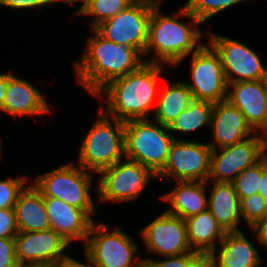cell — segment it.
<instances>
[{
  "mask_svg": "<svg viewBox=\"0 0 267 267\" xmlns=\"http://www.w3.org/2000/svg\"><path fill=\"white\" fill-rule=\"evenodd\" d=\"M131 3L137 2L138 0H129Z\"/></svg>",
  "mask_w": 267,
  "mask_h": 267,
  "instance_id": "cell-45",
  "label": "cell"
},
{
  "mask_svg": "<svg viewBox=\"0 0 267 267\" xmlns=\"http://www.w3.org/2000/svg\"><path fill=\"white\" fill-rule=\"evenodd\" d=\"M188 59L190 78L182 79L191 91L193 100L212 103L227 100L228 82L220 56L214 48L205 42L197 51L181 60L175 67L179 68Z\"/></svg>",
  "mask_w": 267,
  "mask_h": 267,
  "instance_id": "cell-9",
  "label": "cell"
},
{
  "mask_svg": "<svg viewBox=\"0 0 267 267\" xmlns=\"http://www.w3.org/2000/svg\"><path fill=\"white\" fill-rule=\"evenodd\" d=\"M96 176L98 204L137 202L143 197L145 189L152 182H157L156 176L147 167L126 158Z\"/></svg>",
  "mask_w": 267,
  "mask_h": 267,
  "instance_id": "cell-8",
  "label": "cell"
},
{
  "mask_svg": "<svg viewBox=\"0 0 267 267\" xmlns=\"http://www.w3.org/2000/svg\"><path fill=\"white\" fill-rule=\"evenodd\" d=\"M52 1H53V4H55V8H56V3H59L60 5L64 4L66 6L69 5L70 7L77 6L75 8L79 9L85 3L86 0H52Z\"/></svg>",
  "mask_w": 267,
  "mask_h": 267,
  "instance_id": "cell-41",
  "label": "cell"
},
{
  "mask_svg": "<svg viewBox=\"0 0 267 267\" xmlns=\"http://www.w3.org/2000/svg\"><path fill=\"white\" fill-rule=\"evenodd\" d=\"M207 30L205 41H208L220 56L228 84L264 79L267 75V61L262 60L259 52L243 40L216 33L209 28Z\"/></svg>",
  "mask_w": 267,
  "mask_h": 267,
  "instance_id": "cell-10",
  "label": "cell"
},
{
  "mask_svg": "<svg viewBox=\"0 0 267 267\" xmlns=\"http://www.w3.org/2000/svg\"><path fill=\"white\" fill-rule=\"evenodd\" d=\"M213 107L214 103L212 102L193 100L168 126V130L175 140H189L188 138L192 137L197 140L198 136H194V133L198 134L201 130L202 133L207 132L203 131L204 128L210 129Z\"/></svg>",
  "mask_w": 267,
  "mask_h": 267,
  "instance_id": "cell-26",
  "label": "cell"
},
{
  "mask_svg": "<svg viewBox=\"0 0 267 267\" xmlns=\"http://www.w3.org/2000/svg\"><path fill=\"white\" fill-rule=\"evenodd\" d=\"M258 193L267 201V154L262 158V177Z\"/></svg>",
  "mask_w": 267,
  "mask_h": 267,
  "instance_id": "cell-39",
  "label": "cell"
},
{
  "mask_svg": "<svg viewBox=\"0 0 267 267\" xmlns=\"http://www.w3.org/2000/svg\"><path fill=\"white\" fill-rule=\"evenodd\" d=\"M19 267H51V265H24Z\"/></svg>",
  "mask_w": 267,
  "mask_h": 267,
  "instance_id": "cell-43",
  "label": "cell"
},
{
  "mask_svg": "<svg viewBox=\"0 0 267 267\" xmlns=\"http://www.w3.org/2000/svg\"><path fill=\"white\" fill-rule=\"evenodd\" d=\"M83 51L74 58L72 69L77 86L94 96L109 82L137 70L145 63L134 48L116 44L90 29Z\"/></svg>",
  "mask_w": 267,
  "mask_h": 267,
  "instance_id": "cell-3",
  "label": "cell"
},
{
  "mask_svg": "<svg viewBox=\"0 0 267 267\" xmlns=\"http://www.w3.org/2000/svg\"><path fill=\"white\" fill-rule=\"evenodd\" d=\"M263 83H264L265 94H266V97H267V75L264 77Z\"/></svg>",
  "mask_w": 267,
  "mask_h": 267,
  "instance_id": "cell-44",
  "label": "cell"
},
{
  "mask_svg": "<svg viewBox=\"0 0 267 267\" xmlns=\"http://www.w3.org/2000/svg\"><path fill=\"white\" fill-rule=\"evenodd\" d=\"M15 243L19 266L52 265L67 257L72 249V245L53 229L18 232Z\"/></svg>",
  "mask_w": 267,
  "mask_h": 267,
  "instance_id": "cell-15",
  "label": "cell"
},
{
  "mask_svg": "<svg viewBox=\"0 0 267 267\" xmlns=\"http://www.w3.org/2000/svg\"><path fill=\"white\" fill-rule=\"evenodd\" d=\"M0 177V209L14 208L19 193L30 182V176L19 173L17 176Z\"/></svg>",
  "mask_w": 267,
  "mask_h": 267,
  "instance_id": "cell-29",
  "label": "cell"
},
{
  "mask_svg": "<svg viewBox=\"0 0 267 267\" xmlns=\"http://www.w3.org/2000/svg\"><path fill=\"white\" fill-rule=\"evenodd\" d=\"M2 146L4 147V143H3L2 137L0 136V161H2V159H4L2 157H4L3 154H5L2 152L3 151Z\"/></svg>",
  "mask_w": 267,
  "mask_h": 267,
  "instance_id": "cell-42",
  "label": "cell"
},
{
  "mask_svg": "<svg viewBox=\"0 0 267 267\" xmlns=\"http://www.w3.org/2000/svg\"><path fill=\"white\" fill-rule=\"evenodd\" d=\"M6 7L7 9H12L13 11H38L43 12L49 7L54 6L52 0H0V7ZM47 7V8H46Z\"/></svg>",
  "mask_w": 267,
  "mask_h": 267,
  "instance_id": "cell-32",
  "label": "cell"
},
{
  "mask_svg": "<svg viewBox=\"0 0 267 267\" xmlns=\"http://www.w3.org/2000/svg\"><path fill=\"white\" fill-rule=\"evenodd\" d=\"M243 231L245 229L226 233L224 239L210 253L214 267H267V258L261 254L255 232L252 229Z\"/></svg>",
  "mask_w": 267,
  "mask_h": 267,
  "instance_id": "cell-16",
  "label": "cell"
},
{
  "mask_svg": "<svg viewBox=\"0 0 267 267\" xmlns=\"http://www.w3.org/2000/svg\"><path fill=\"white\" fill-rule=\"evenodd\" d=\"M207 192L208 210L226 232L246 229L243 226L240 199L232 182L207 181Z\"/></svg>",
  "mask_w": 267,
  "mask_h": 267,
  "instance_id": "cell-22",
  "label": "cell"
},
{
  "mask_svg": "<svg viewBox=\"0 0 267 267\" xmlns=\"http://www.w3.org/2000/svg\"><path fill=\"white\" fill-rule=\"evenodd\" d=\"M44 204L51 228L71 245L80 242L83 246L94 220L84 210L60 199L44 197Z\"/></svg>",
  "mask_w": 267,
  "mask_h": 267,
  "instance_id": "cell-20",
  "label": "cell"
},
{
  "mask_svg": "<svg viewBox=\"0 0 267 267\" xmlns=\"http://www.w3.org/2000/svg\"><path fill=\"white\" fill-rule=\"evenodd\" d=\"M95 118L79 141L74 162L97 175L125 158V122L109 117L99 107Z\"/></svg>",
  "mask_w": 267,
  "mask_h": 267,
  "instance_id": "cell-5",
  "label": "cell"
},
{
  "mask_svg": "<svg viewBox=\"0 0 267 267\" xmlns=\"http://www.w3.org/2000/svg\"><path fill=\"white\" fill-rule=\"evenodd\" d=\"M136 241L120 224L95 220L82 250L92 267H145Z\"/></svg>",
  "mask_w": 267,
  "mask_h": 267,
  "instance_id": "cell-6",
  "label": "cell"
},
{
  "mask_svg": "<svg viewBox=\"0 0 267 267\" xmlns=\"http://www.w3.org/2000/svg\"><path fill=\"white\" fill-rule=\"evenodd\" d=\"M168 68L145 62L137 70L112 80L94 96L99 101L98 107L123 122L151 119L163 83L161 77Z\"/></svg>",
  "mask_w": 267,
  "mask_h": 267,
  "instance_id": "cell-2",
  "label": "cell"
},
{
  "mask_svg": "<svg viewBox=\"0 0 267 267\" xmlns=\"http://www.w3.org/2000/svg\"><path fill=\"white\" fill-rule=\"evenodd\" d=\"M174 141L168 127L152 119L125 122V158L147 167L155 176L164 168Z\"/></svg>",
  "mask_w": 267,
  "mask_h": 267,
  "instance_id": "cell-7",
  "label": "cell"
},
{
  "mask_svg": "<svg viewBox=\"0 0 267 267\" xmlns=\"http://www.w3.org/2000/svg\"><path fill=\"white\" fill-rule=\"evenodd\" d=\"M131 4L129 0H86L79 9H75L74 14L77 17L88 16L86 24L90 29H95Z\"/></svg>",
  "mask_w": 267,
  "mask_h": 267,
  "instance_id": "cell-27",
  "label": "cell"
},
{
  "mask_svg": "<svg viewBox=\"0 0 267 267\" xmlns=\"http://www.w3.org/2000/svg\"><path fill=\"white\" fill-rule=\"evenodd\" d=\"M208 145L212 150L232 146L255 132L247 124L244 114L228 100L214 103Z\"/></svg>",
  "mask_w": 267,
  "mask_h": 267,
  "instance_id": "cell-18",
  "label": "cell"
},
{
  "mask_svg": "<svg viewBox=\"0 0 267 267\" xmlns=\"http://www.w3.org/2000/svg\"><path fill=\"white\" fill-rule=\"evenodd\" d=\"M30 181L43 197L60 199L80 208L95 221L96 209L98 210L97 194L94 193V191L97 192V185H95L97 176L76 164L74 160L56 166L50 171L38 173L30 178Z\"/></svg>",
  "mask_w": 267,
  "mask_h": 267,
  "instance_id": "cell-4",
  "label": "cell"
},
{
  "mask_svg": "<svg viewBox=\"0 0 267 267\" xmlns=\"http://www.w3.org/2000/svg\"><path fill=\"white\" fill-rule=\"evenodd\" d=\"M173 183V186L170 185L173 188L157 196L166 204L164 210L167 213L186 219L208 209L207 181H173Z\"/></svg>",
  "mask_w": 267,
  "mask_h": 267,
  "instance_id": "cell-21",
  "label": "cell"
},
{
  "mask_svg": "<svg viewBox=\"0 0 267 267\" xmlns=\"http://www.w3.org/2000/svg\"><path fill=\"white\" fill-rule=\"evenodd\" d=\"M164 82L159 90L152 120L164 126H169L193 101L188 86L178 78Z\"/></svg>",
  "mask_w": 267,
  "mask_h": 267,
  "instance_id": "cell-25",
  "label": "cell"
},
{
  "mask_svg": "<svg viewBox=\"0 0 267 267\" xmlns=\"http://www.w3.org/2000/svg\"><path fill=\"white\" fill-rule=\"evenodd\" d=\"M40 89L34 85L33 81L13 75L6 88V95L3 107L0 113L7 114V117L16 119L21 116L29 117L36 120L44 115L52 114L53 107L51 102L47 100L46 93H42ZM37 118V119H36Z\"/></svg>",
  "mask_w": 267,
  "mask_h": 267,
  "instance_id": "cell-17",
  "label": "cell"
},
{
  "mask_svg": "<svg viewBox=\"0 0 267 267\" xmlns=\"http://www.w3.org/2000/svg\"><path fill=\"white\" fill-rule=\"evenodd\" d=\"M18 232L14 208L0 209V238H15Z\"/></svg>",
  "mask_w": 267,
  "mask_h": 267,
  "instance_id": "cell-34",
  "label": "cell"
},
{
  "mask_svg": "<svg viewBox=\"0 0 267 267\" xmlns=\"http://www.w3.org/2000/svg\"><path fill=\"white\" fill-rule=\"evenodd\" d=\"M241 215L246 229H251L267 215V201L259 193L240 200Z\"/></svg>",
  "mask_w": 267,
  "mask_h": 267,
  "instance_id": "cell-31",
  "label": "cell"
},
{
  "mask_svg": "<svg viewBox=\"0 0 267 267\" xmlns=\"http://www.w3.org/2000/svg\"><path fill=\"white\" fill-rule=\"evenodd\" d=\"M163 1L153 7L143 59L146 63L174 68L205 43L203 38L207 32L202 30L203 24L184 5L176 11L164 13Z\"/></svg>",
  "mask_w": 267,
  "mask_h": 267,
  "instance_id": "cell-1",
  "label": "cell"
},
{
  "mask_svg": "<svg viewBox=\"0 0 267 267\" xmlns=\"http://www.w3.org/2000/svg\"><path fill=\"white\" fill-rule=\"evenodd\" d=\"M202 141V142H201ZM212 149L207 140H175L156 180L208 181Z\"/></svg>",
  "mask_w": 267,
  "mask_h": 267,
  "instance_id": "cell-13",
  "label": "cell"
},
{
  "mask_svg": "<svg viewBox=\"0 0 267 267\" xmlns=\"http://www.w3.org/2000/svg\"><path fill=\"white\" fill-rule=\"evenodd\" d=\"M160 0H138L95 29L106 39L136 49L142 56L147 46L153 7Z\"/></svg>",
  "mask_w": 267,
  "mask_h": 267,
  "instance_id": "cell-11",
  "label": "cell"
},
{
  "mask_svg": "<svg viewBox=\"0 0 267 267\" xmlns=\"http://www.w3.org/2000/svg\"><path fill=\"white\" fill-rule=\"evenodd\" d=\"M227 100L244 114L255 133L267 136V97L263 80L229 83Z\"/></svg>",
  "mask_w": 267,
  "mask_h": 267,
  "instance_id": "cell-19",
  "label": "cell"
},
{
  "mask_svg": "<svg viewBox=\"0 0 267 267\" xmlns=\"http://www.w3.org/2000/svg\"><path fill=\"white\" fill-rule=\"evenodd\" d=\"M262 177V159L255 165L244 169L232 181L239 199L258 193Z\"/></svg>",
  "mask_w": 267,
  "mask_h": 267,
  "instance_id": "cell-30",
  "label": "cell"
},
{
  "mask_svg": "<svg viewBox=\"0 0 267 267\" xmlns=\"http://www.w3.org/2000/svg\"><path fill=\"white\" fill-rule=\"evenodd\" d=\"M256 236L259 243V246L263 252V254L266 255L267 251V215L262 218L256 225H254L251 228Z\"/></svg>",
  "mask_w": 267,
  "mask_h": 267,
  "instance_id": "cell-38",
  "label": "cell"
},
{
  "mask_svg": "<svg viewBox=\"0 0 267 267\" xmlns=\"http://www.w3.org/2000/svg\"><path fill=\"white\" fill-rule=\"evenodd\" d=\"M82 259L76 258V255L69 254L67 257L60 259L51 265V267H92L87 256L83 253Z\"/></svg>",
  "mask_w": 267,
  "mask_h": 267,
  "instance_id": "cell-37",
  "label": "cell"
},
{
  "mask_svg": "<svg viewBox=\"0 0 267 267\" xmlns=\"http://www.w3.org/2000/svg\"><path fill=\"white\" fill-rule=\"evenodd\" d=\"M251 0H185L182 3L203 25L219 14ZM253 1V0H252ZM255 1V0H254ZM222 13V14H220Z\"/></svg>",
  "mask_w": 267,
  "mask_h": 267,
  "instance_id": "cell-28",
  "label": "cell"
},
{
  "mask_svg": "<svg viewBox=\"0 0 267 267\" xmlns=\"http://www.w3.org/2000/svg\"><path fill=\"white\" fill-rule=\"evenodd\" d=\"M161 211L153 220L144 224L138 233L143 243L142 248L145 249L141 252L149 254L145 257L142 253L145 266L154 258L195 252L189 246L185 220L165 210Z\"/></svg>",
  "mask_w": 267,
  "mask_h": 267,
  "instance_id": "cell-12",
  "label": "cell"
},
{
  "mask_svg": "<svg viewBox=\"0 0 267 267\" xmlns=\"http://www.w3.org/2000/svg\"><path fill=\"white\" fill-rule=\"evenodd\" d=\"M145 267H183V254L154 258Z\"/></svg>",
  "mask_w": 267,
  "mask_h": 267,
  "instance_id": "cell-36",
  "label": "cell"
},
{
  "mask_svg": "<svg viewBox=\"0 0 267 267\" xmlns=\"http://www.w3.org/2000/svg\"><path fill=\"white\" fill-rule=\"evenodd\" d=\"M267 154V136L255 133L247 139L212 150L208 181L232 182L244 169L255 165Z\"/></svg>",
  "mask_w": 267,
  "mask_h": 267,
  "instance_id": "cell-14",
  "label": "cell"
},
{
  "mask_svg": "<svg viewBox=\"0 0 267 267\" xmlns=\"http://www.w3.org/2000/svg\"><path fill=\"white\" fill-rule=\"evenodd\" d=\"M14 74L11 71L0 73V110L3 107L8 81Z\"/></svg>",
  "mask_w": 267,
  "mask_h": 267,
  "instance_id": "cell-40",
  "label": "cell"
},
{
  "mask_svg": "<svg viewBox=\"0 0 267 267\" xmlns=\"http://www.w3.org/2000/svg\"><path fill=\"white\" fill-rule=\"evenodd\" d=\"M19 232L50 230L51 225L42 193L30 181L19 193L14 205Z\"/></svg>",
  "mask_w": 267,
  "mask_h": 267,
  "instance_id": "cell-23",
  "label": "cell"
},
{
  "mask_svg": "<svg viewBox=\"0 0 267 267\" xmlns=\"http://www.w3.org/2000/svg\"><path fill=\"white\" fill-rule=\"evenodd\" d=\"M183 267H214L213 260L208 253H183Z\"/></svg>",
  "mask_w": 267,
  "mask_h": 267,
  "instance_id": "cell-35",
  "label": "cell"
},
{
  "mask_svg": "<svg viewBox=\"0 0 267 267\" xmlns=\"http://www.w3.org/2000/svg\"><path fill=\"white\" fill-rule=\"evenodd\" d=\"M0 267H19L15 238H0Z\"/></svg>",
  "mask_w": 267,
  "mask_h": 267,
  "instance_id": "cell-33",
  "label": "cell"
},
{
  "mask_svg": "<svg viewBox=\"0 0 267 267\" xmlns=\"http://www.w3.org/2000/svg\"><path fill=\"white\" fill-rule=\"evenodd\" d=\"M184 220L189 246L198 253L210 254L227 233L208 209Z\"/></svg>",
  "mask_w": 267,
  "mask_h": 267,
  "instance_id": "cell-24",
  "label": "cell"
}]
</instances>
